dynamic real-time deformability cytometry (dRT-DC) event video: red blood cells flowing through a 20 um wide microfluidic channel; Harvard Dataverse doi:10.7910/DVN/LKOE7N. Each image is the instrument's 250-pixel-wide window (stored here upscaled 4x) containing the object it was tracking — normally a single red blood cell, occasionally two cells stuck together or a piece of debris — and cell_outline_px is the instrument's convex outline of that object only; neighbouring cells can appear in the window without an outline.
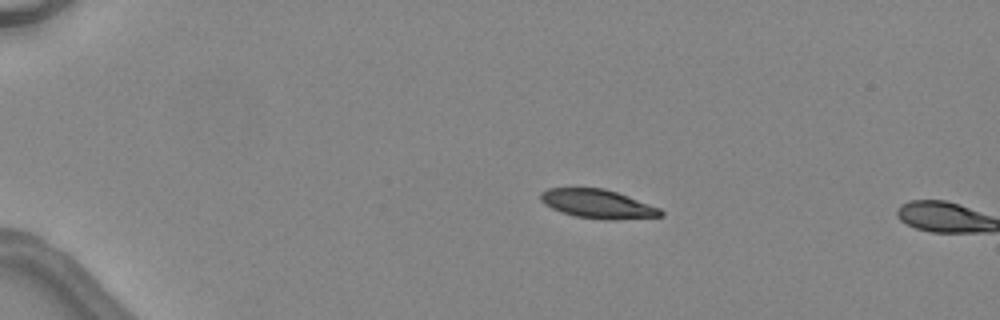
{"species": "common noctule bat (a hibernating species)", "species_latin": "Nyctalus noctula", "temperature_condition": "warm", "stored_images_in_passage": 3, "camera_frame_rate_fps": 3000, "um_per_image_px": 0.085, "animal": {"sex": "female", "body_mass_g": 24.6, "forearm_length_mm": 56.2}, "frame": {"image": 1, "passage_image": 2, "time_ms": 1.333, "image_size_px": [1000, 320], "cell_outline_px": [[664, 216], [612, 220], [604, 220], [576, 216], [560, 212], [544, 204], [540, 200], [540, 192], [548, 188], [604, 188], [616, 192], [660, 208], [664, 212]], "centroid_in_image_um": [50.79, 17.34], "position_along_channel_um": 34.2, "area_um2": 20.17}}